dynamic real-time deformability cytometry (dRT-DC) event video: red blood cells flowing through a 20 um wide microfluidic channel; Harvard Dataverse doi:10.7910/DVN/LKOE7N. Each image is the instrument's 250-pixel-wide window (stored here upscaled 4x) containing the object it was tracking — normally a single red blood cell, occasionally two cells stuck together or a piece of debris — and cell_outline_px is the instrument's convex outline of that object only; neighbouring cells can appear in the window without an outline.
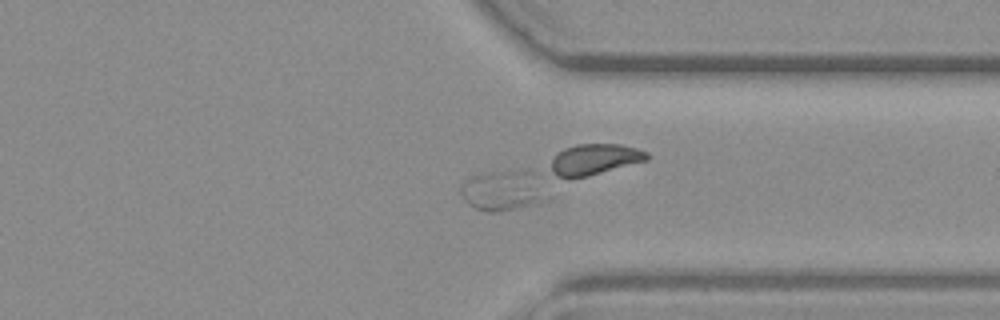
{"species": "common noctule bat (a hibernating species)", "species_latin": "Nyctalus noctula", "temperature_condition": "warm", "stored_images_in_passage": 52, "camera_frame_rate_fps": 3000, "um_per_image_px": 0.085, "animal": {"sex": "female", "body_mass_g": 19.3, "forearm_length_mm": 54.1}, "frame": {"image": 1, "passage_image": 39, "time_ms": 12.667, "image_size_px": [1000, 320], "cell_outline_px": [[556, 196], [552, 200], [496, 212], [488, 212], [476, 208], [468, 204], [464, 200], [460, 192], [460, 184], [464, 180], [472, 176], [504, 172], [532, 172]], "centroid_in_image_um": [42.88, 16.24], "position_along_channel_um": 368.5, "area_um2": 20.46}}